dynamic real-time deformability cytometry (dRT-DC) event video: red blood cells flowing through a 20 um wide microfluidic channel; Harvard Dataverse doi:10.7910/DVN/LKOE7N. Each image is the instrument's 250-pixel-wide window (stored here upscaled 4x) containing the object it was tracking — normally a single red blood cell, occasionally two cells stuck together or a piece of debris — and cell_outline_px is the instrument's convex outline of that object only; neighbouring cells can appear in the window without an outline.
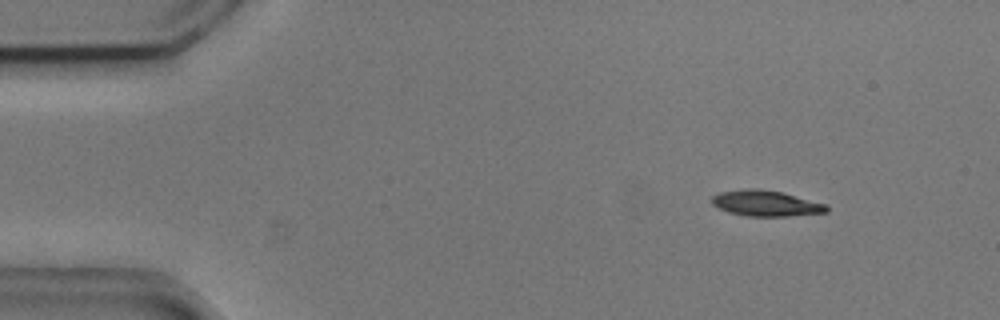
{"species": "common noctule bat (a hibernating species)", "species_latin": "Nyctalus noctula", "temperature_condition": "cold", "stored_images_in_passage": 5, "camera_frame_rate_fps": 3000, "um_per_image_px": 0.085, "animal": {"sex": "male", "body_mass_g": 20.5, "forearm_length_mm": 52.5}, "frame": {"image": 1, "passage_image": 2, "time_ms": 0.333, "image_size_px": [1000, 320], "cell_outline_px": [[828, 212], [788, 216], [748, 216], [728, 212], [712, 204], [712, 196], [720, 192], [748, 188], [756, 188], [780, 192], [828, 204]], "centroid_in_image_um": [65.11, 17.28], "position_along_channel_um": 19.9, "area_um2": 17.11}}
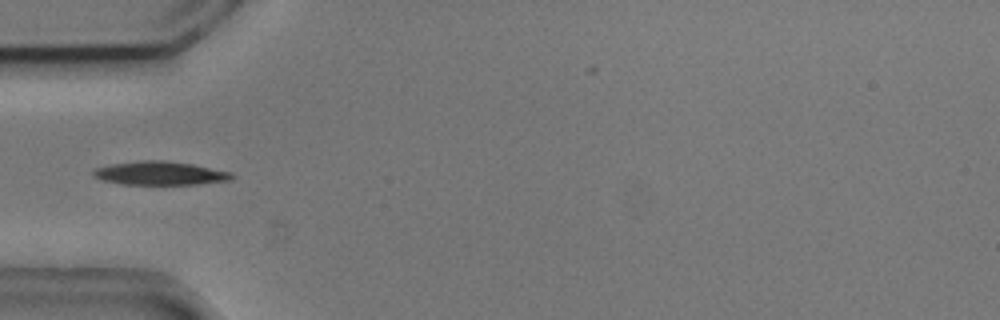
{"frame": {"image": 2, "passage_image": 5, "time_ms": 1.333, "image_size_px": [1000, 320], "cell_outline_px": [[236, 176], [232, 180], [196, 184], [120, 184], [100, 180], [92, 176], [92, 168], [112, 164], [140, 160], [164, 160], [192, 164], [232, 172]], "centroid_in_image_um": [13.57, 14.72], "position_along_channel_um": 71.4, "area_um2": 19.25}}